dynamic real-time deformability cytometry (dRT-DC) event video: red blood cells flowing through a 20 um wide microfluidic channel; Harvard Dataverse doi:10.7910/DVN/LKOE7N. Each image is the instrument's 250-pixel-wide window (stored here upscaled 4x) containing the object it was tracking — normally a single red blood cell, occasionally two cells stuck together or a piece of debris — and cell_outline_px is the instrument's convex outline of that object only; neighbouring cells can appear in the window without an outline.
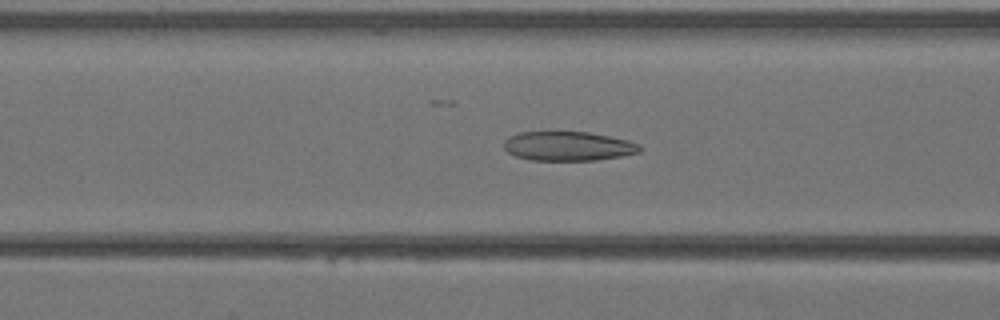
{"species": "Egyptian fruit bat (a non-hibernating species)", "species_latin": "Rousettus aegyptiacus", "temperature_condition": "warm", "stored_images_in_passage": 39, "camera_frame_rate_fps": 3000, "um_per_image_px": 0.085, "animal": {"sex": "female"}, "frame": {"image": 1, "passage_image": 15, "time_ms": 4.667, "image_size_px": [1000, 320], "cell_outline_px": [[644, 148], [640, 152], [620, 156], [596, 160], [532, 160], [516, 156], [508, 152], [504, 148], [504, 140], [508, 136], [520, 132], [556, 128], [588, 132], [628, 140], [640, 144]], "centroid_in_image_um": [48.25, 12.36], "position_along_channel_um": 118.3, "area_um2": 24.16}}
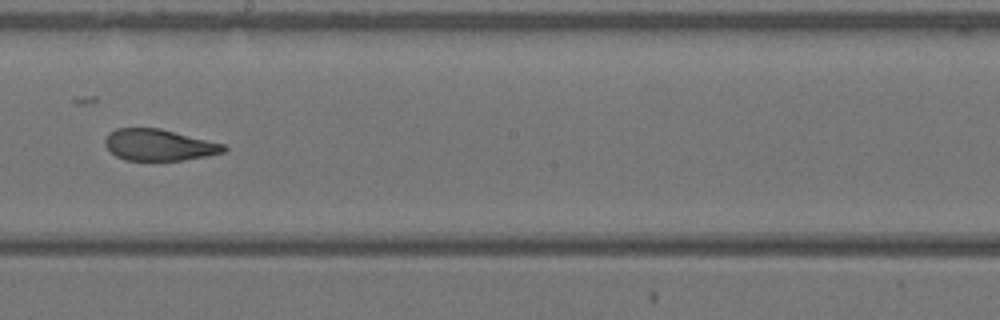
{"frame": {"image": 2, "passage_image": 22, "time_ms": 7.0, "image_size_px": [1000, 320], "cell_outline_px": [[228, 148], [224, 152], [184, 160], [124, 160], [116, 156], [104, 144], [104, 140], [108, 132], [116, 128], [160, 128], [224, 144]], "centroid_in_image_um": [13.48, 12.31], "position_along_channel_um": 234.7, "area_um2": 21.68}}
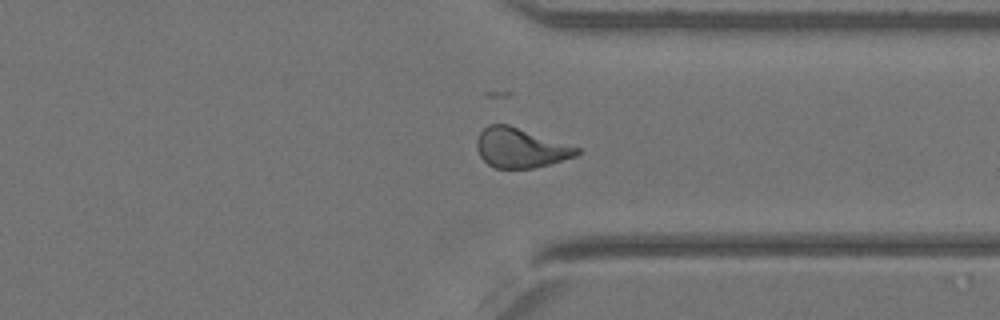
{"frame": {"image": 3, "passage_image": 30, "time_ms": 9.667, "image_size_px": [1000, 320], "cell_outline_px": [[580, 152], [576, 156], [548, 164], [532, 168], [496, 168], [488, 164], [480, 156], [476, 148], [476, 140], [480, 132], [488, 124], [508, 124], [580, 148]], "centroid_in_image_um": [44.21, 12.56], "position_along_channel_um": 367.2, "area_um2": 22.95}}